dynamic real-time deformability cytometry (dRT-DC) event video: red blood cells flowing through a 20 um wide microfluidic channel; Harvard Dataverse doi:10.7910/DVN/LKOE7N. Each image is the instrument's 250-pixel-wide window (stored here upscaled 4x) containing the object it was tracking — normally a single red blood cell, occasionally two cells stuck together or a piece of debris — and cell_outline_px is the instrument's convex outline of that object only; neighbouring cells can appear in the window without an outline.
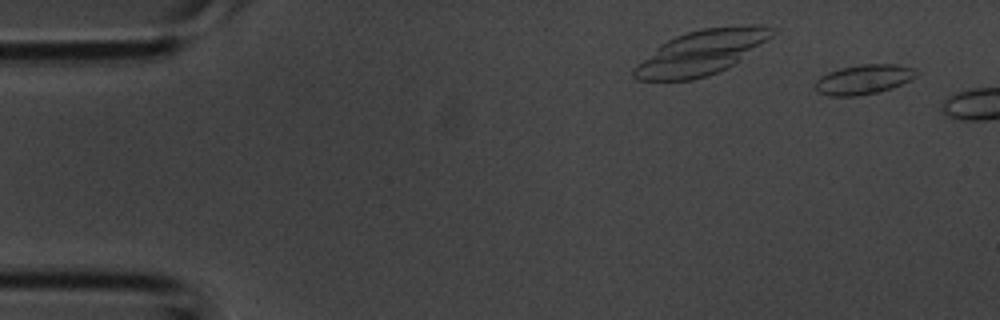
{"species": "common noctule bat (a hibernating species)", "species_latin": "Nyctalus noctula", "temperature_condition": "room temperature", "stored_images_in_passage": 4, "camera_frame_rate_fps": 3000, "um_per_image_px": 0.085, "animal": {"sex": "male", "body_mass_g": 20.1, "forearm_length_mm": 53.5}, "frame": {"image": 1, "passage_image": 1, "time_ms": 0.0, "image_size_px": [1000, 320], "cell_outline_px": [[920, 72], [912, 80], [892, 88], [876, 92], [856, 96], [828, 96], [816, 92], [816, 80], [820, 76], [828, 72], [840, 68], [860, 64], [896, 64], [916, 68]], "centroid_in_image_um": [73.44, 6.74], "position_along_channel_um": 11.6, "area_um2": 17.74}}